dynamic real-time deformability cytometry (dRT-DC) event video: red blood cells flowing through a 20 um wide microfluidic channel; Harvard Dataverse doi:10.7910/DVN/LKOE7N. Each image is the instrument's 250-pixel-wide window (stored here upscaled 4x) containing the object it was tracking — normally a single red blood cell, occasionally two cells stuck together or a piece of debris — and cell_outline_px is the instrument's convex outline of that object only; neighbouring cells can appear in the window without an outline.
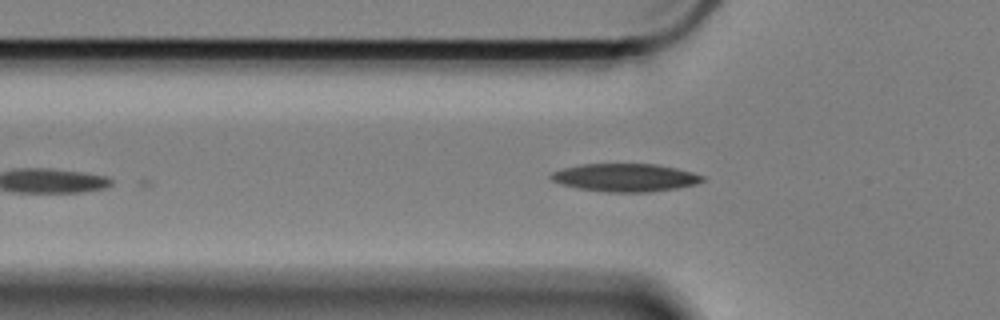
{"species": "Egyptian fruit bat (a non-hibernating species)", "species_latin": "Rousettus aegyptiacus", "temperature_condition": "cold", "stored_images_in_passage": 26, "camera_frame_rate_fps": 3000, "um_per_image_px": 0.085, "animal": {"sex": "female"}, "frame": {"image": 1, "passage_image": 2, "time_ms": 0.333, "image_size_px": [1000, 320], "cell_outline_px": [[704, 180], [696, 184], [676, 188], [652, 192], [608, 192], [576, 188], [560, 184], [552, 180], [548, 176], [552, 172], [564, 168], [580, 164], [656, 164], [676, 168], [692, 172], [704, 176]], "centroid_in_image_um": [53.12, 15.09], "position_along_channel_um": 72.7, "area_um2": 24.74}}
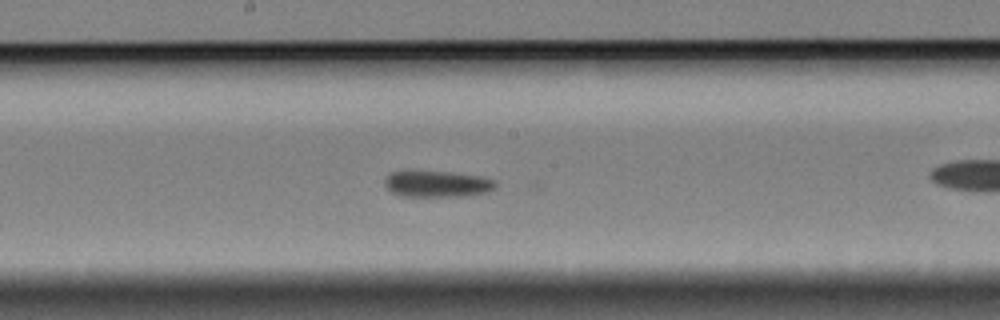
{"frame": {"image": 2, "passage_image": 10, "time_ms": 3.0, "image_size_px": [1000, 320], "cell_outline_px": [[496, 188], [484, 192], [468, 196], [400, 196], [392, 192], [384, 184], [384, 180], [392, 172], [452, 172], [480, 176], [496, 180]], "centroid_in_image_um": [37.2, 15.64], "position_along_channel_um": 211.0, "area_um2": 16.76}}
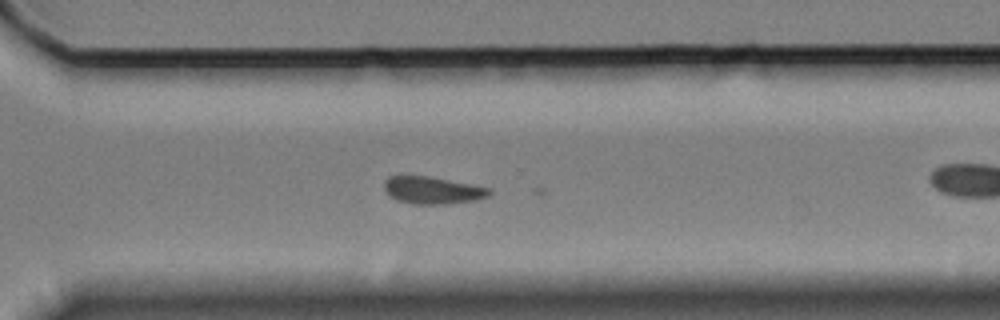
{"frame": {"image": 3, "passage_image": 21, "time_ms": 6.667, "image_size_px": [1000, 320], "cell_outline_px": [[492, 192], [488, 196], [476, 200], [448, 204], [416, 204], [396, 200], [388, 196], [384, 188], [384, 180], [388, 176], [428, 176], [472, 184], [492, 188]], "centroid_in_image_um": [36.77, 16.17], "position_along_channel_um": 333.8, "area_um2": 16.88}}